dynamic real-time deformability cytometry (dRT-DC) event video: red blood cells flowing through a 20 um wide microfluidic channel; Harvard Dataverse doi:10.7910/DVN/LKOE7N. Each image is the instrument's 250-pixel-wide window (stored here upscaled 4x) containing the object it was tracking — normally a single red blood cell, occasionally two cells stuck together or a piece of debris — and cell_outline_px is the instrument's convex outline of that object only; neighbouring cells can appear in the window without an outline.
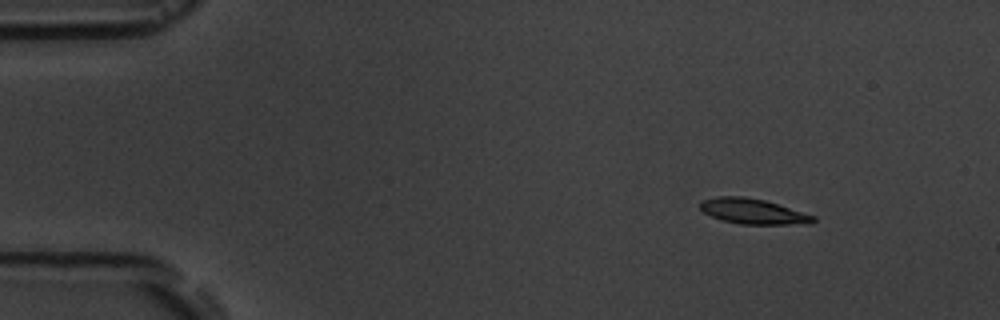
{"species": "common noctule bat (a hibernating species)", "species_latin": "Nyctalus noctula", "temperature_condition": "room temperature", "stored_images_in_passage": 4, "camera_frame_rate_fps": 3000, "um_per_image_px": 0.085, "animal": {"sex": "male", "body_mass_g": 19.5, "forearm_length_mm": 54.6}, "frame": {"image": 1, "passage_image": 1, "time_ms": 0.0, "image_size_px": [1000, 320], "cell_outline_px": [[816, 220], [812, 224], [740, 224], [724, 220], [712, 216], [704, 212], [700, 208], [700, 200], [716, 196], [744, 196], [764, 200], [816, 216]], "centroid_in_image_um": [64.01, 17.96], "position_along_channel_um": 21.0, "area_um2": 16.65}}
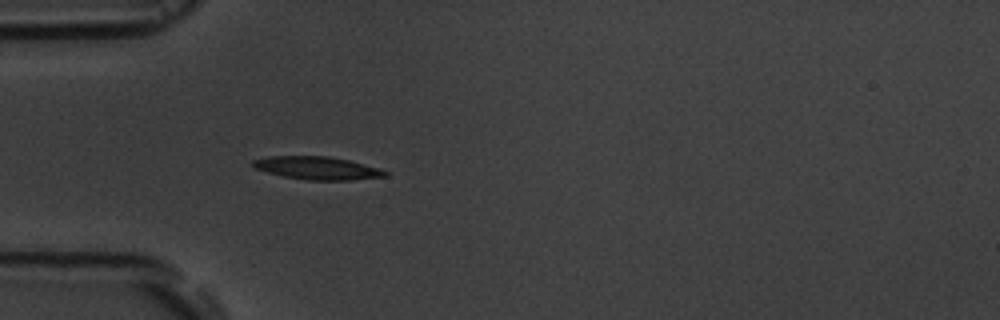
{"frame": {"image": 2, "passage_image": 4, "time_ms": 3.333, "image_size_px": [1000, 320], "cell_outline_px": [[388, 176], [348, 180], [308, 180], [284, 176], [268, 172], [256, 168], [252, 164], [252, 160], [268, 156], [328, 156], [348, 160], [380, 168], [388, 172]], "centroid_in_image_um": [26.99, 14.28], "position_along_channel_um": 58.0, "area_um2": 17.51}}